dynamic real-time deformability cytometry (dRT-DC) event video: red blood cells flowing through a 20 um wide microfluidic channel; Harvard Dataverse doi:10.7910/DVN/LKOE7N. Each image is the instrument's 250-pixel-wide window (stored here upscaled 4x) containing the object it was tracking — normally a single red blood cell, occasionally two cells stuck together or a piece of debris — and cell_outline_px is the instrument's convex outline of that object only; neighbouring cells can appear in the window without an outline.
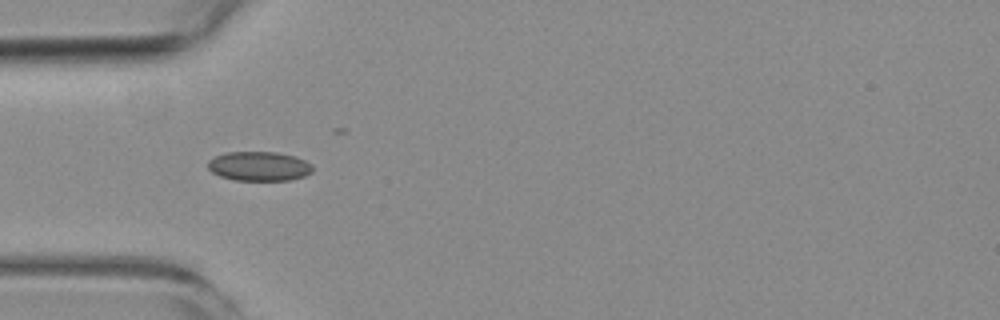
{"species": "common noctule bat (a hibernating species)", "species_latin": "Nyctalus noctula", "temperature_condition": "room temperature", "stored_images_in_passage": 4, "camera_frame_rate_fps": 3000, "um_per_image_px": 0.085, "animal": {"sex": "female", "body_mass_g": 19.3, "forearm_length_mm": 54.1}, "frame": {"image": 1, "passage_image": 3, "time_ms": 3.667, "image_size_px": [1000, 320], "cell_outline_px": [[312, 172], [304, 176], [292, 180], [236, 180], [220, 176], [212, 172], [208, 168], [208, 160], [216, 156], [228, 152], [276, 152], [296, 156], [312, 164]], "centroid_in_image_um": [22.04, 14.13], "position_along_channel_um": 63.0, "area_um2": 17.92}}
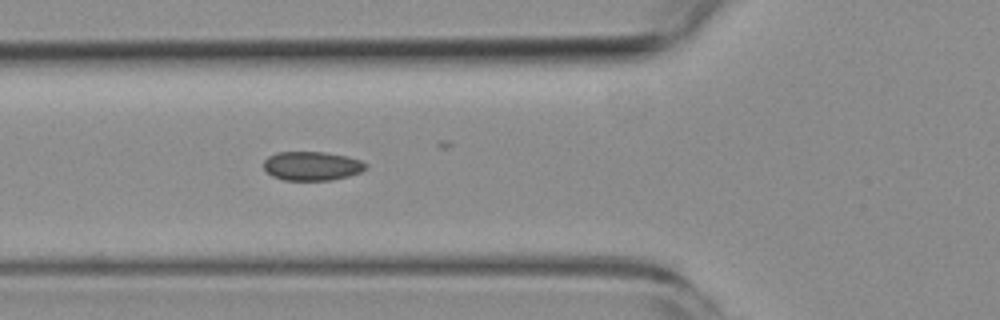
{"frame": {"image": 2, "passage_image": 4, "time_ms": 4.667, "image_size_px": [1000, 320], "cell_outline_px": [[368, 168], [360, 172], [348, 176], [332, 180], [284, 180], [272, 176], [264, 168], [264, 160], [268, 156], [276, 152], [324, 152], [348, 156], [360, 160], [368, 164]], "centroid_in_image_um": [26.53, 14.1], "position_along_channel_um": 99.3, "area_um2": 17.34}}